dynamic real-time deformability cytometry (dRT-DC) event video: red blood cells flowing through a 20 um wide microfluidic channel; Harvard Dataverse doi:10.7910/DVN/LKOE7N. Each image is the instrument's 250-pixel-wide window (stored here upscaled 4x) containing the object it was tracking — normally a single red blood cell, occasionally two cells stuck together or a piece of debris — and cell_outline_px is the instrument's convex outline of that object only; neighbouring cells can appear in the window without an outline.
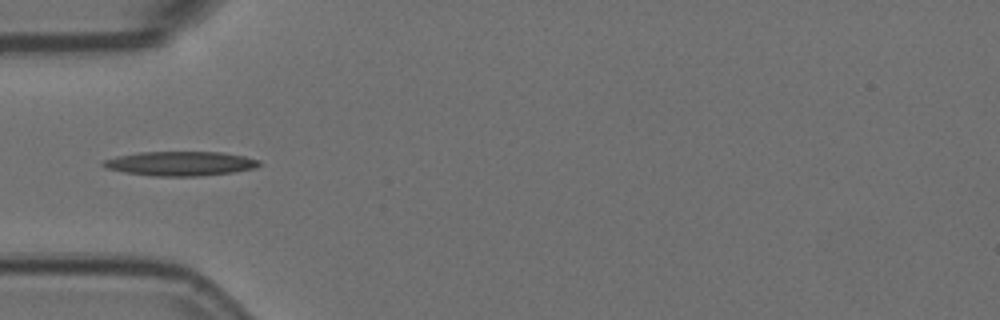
{"species": "Egyptian fruit bat (a non-hibernating species)", "species_latin": "Rousettus aegyptiacus", "temperature_condition": "room temperature", "stored_images_in_passage": 7, "camera_frame_rate_fps": 3000, "um_per_image_px": 0.085, "animal": {"sex": "female"}, "frame": {"image": 1, "passage_image": 5, "time_ms": 1.333, "image_size_px": [1000, 320], "cell_outline_px": [[260, 164], [256, 168], [232, 172], [200, 176], [152, 176], [124, 172], [104, 168], [100, 164], [104, 160], [116, 156], [140, 152], [220, 152], [244, 156], [260, 160]], "centroid_in_image_um": [15.3, 13.9], "position_along_channel_um": 69.7, "area_um2": 22.2}}
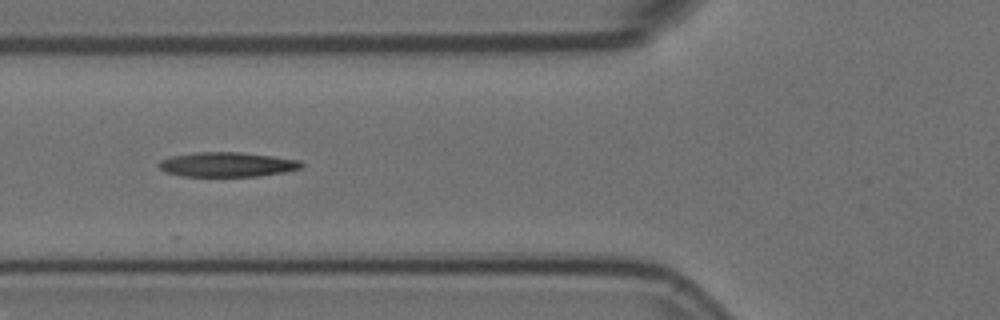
{"frame": {"image": 2, "passage_image": 6, "time_ms": 1.667, "image_size_px": [1000, 320], "cell_outline_px": [[304, 164], [300, 168], [284, 172], [256, 176], [184, 176], [168, 172], [160, 168], [156, 164], [160, 160], [172, 156], [196, 152], [240, 152], [272, 156], [300, 160]], "centroid_in_image_um": [19.3, 13.97], "position_along_channel_um": 106.5, "area_um2": 20.29}}
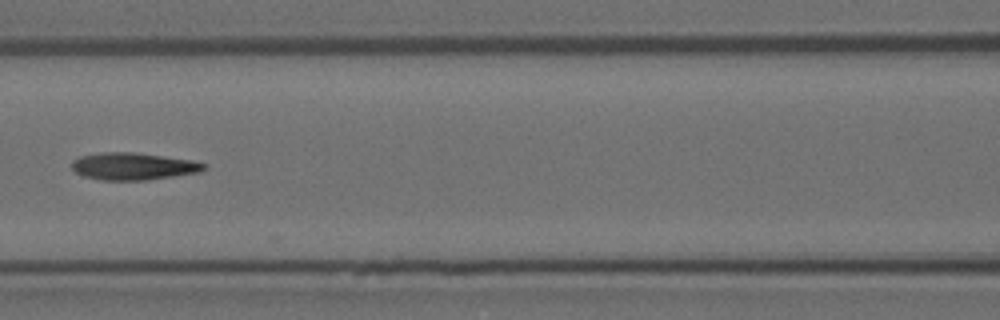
{"frame": {"image": 3, "passage_image": 7, "time_ms": 2.0, "image_size_px": [1000, 320], "cell_outline_px": [[208, 164], [200, 172], [148, 180], [100, 180], [84, 176], [76, 172], [72, 168], [72, 160], [80, 156], [100, 152], [132, 152], [192, 160]], "centroid_in_image_um": [11.31, 14.13], "position_along_channel_um": 155.3, "area_um2": 20.92}}